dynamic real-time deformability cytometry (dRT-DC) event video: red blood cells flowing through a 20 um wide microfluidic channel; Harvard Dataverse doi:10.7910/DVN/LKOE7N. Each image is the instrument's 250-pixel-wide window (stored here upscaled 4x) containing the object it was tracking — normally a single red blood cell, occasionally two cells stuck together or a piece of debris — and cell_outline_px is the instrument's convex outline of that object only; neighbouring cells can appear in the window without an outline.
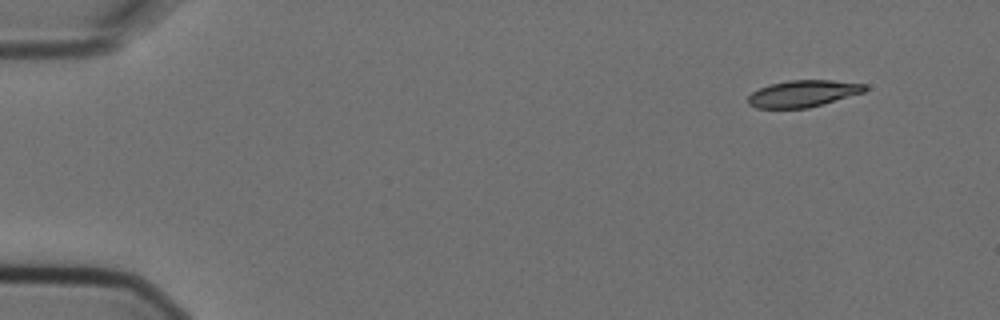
{"species": "Egyptian fruit bat (a non-hibernating species)", "species_latin": "Rousettus aegyptiacus", "temperature_condition": "cold", "stored_images_in_passage": 7, "camera_frame_rate_fps": 3000, "um_per_image_px": 0.085, "animal": {"sex": "female"}, "frame": {"image": 1, "passage_image": 1, "time_ms": 0.0, "image_size_px": [1000, 320], "cell_outline_px": [[868, 88], [864, 92], [808, 108], [756, 108], [748, 104], [748, 96], [752, 92], [768, 84], [788, 80], [832, 80], [864, 84]], "centroid_in_image_um": [68.23, 7.95], "position_along_channel_um": 16.8, "area_um2": 18.15}}
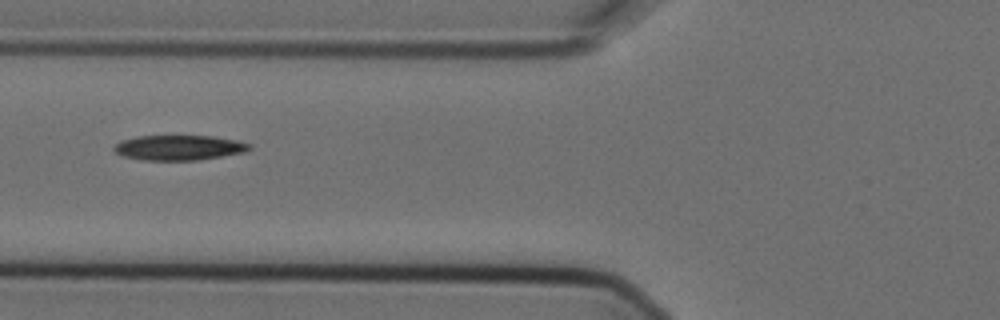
{"frame": {"image": 2, "passage_image": 6, "time_ms": 1.667, "image_size_px": [1000, 320], "cell_outline_px": [[252, 148], [244, 152], [200, 160], [140, 160], [124, 156], [116, 152], [112, 148], [120, 140], [136, 136], [212, 136], [236, 140], [252, 144]], "centroid_in_image_um": [15.21, 12.55], "position_along_channel_um": 110.6, "area_um2": 19.83}}
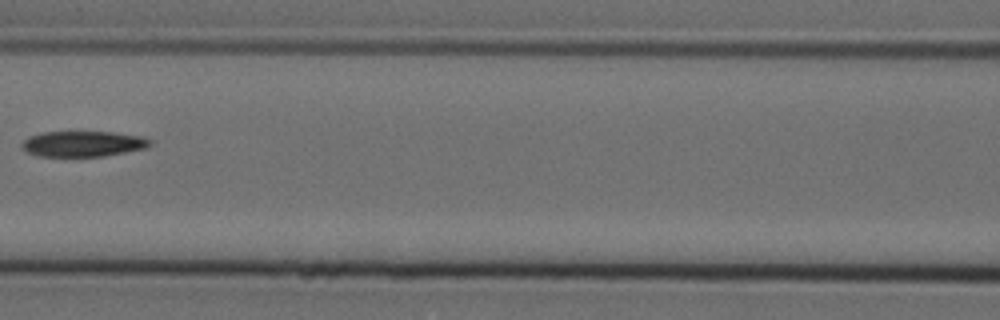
{"frame": {"image": 3, "passage_image": 7, "time_ms": 2.0, "image_size_px": [1000, 320], "cell_outline_px": [[152, 144], [148, 148], [104, 156], [40, 156], [28, 152], [20, 148], [20, 144], [28, 136], [40, 132], [112, 132], [140, 136], [152, 140]], "centroid_in_image_um": [7.05, 12.22], "position_along_channel_um": 159.6, "area_um2": 19.25}}